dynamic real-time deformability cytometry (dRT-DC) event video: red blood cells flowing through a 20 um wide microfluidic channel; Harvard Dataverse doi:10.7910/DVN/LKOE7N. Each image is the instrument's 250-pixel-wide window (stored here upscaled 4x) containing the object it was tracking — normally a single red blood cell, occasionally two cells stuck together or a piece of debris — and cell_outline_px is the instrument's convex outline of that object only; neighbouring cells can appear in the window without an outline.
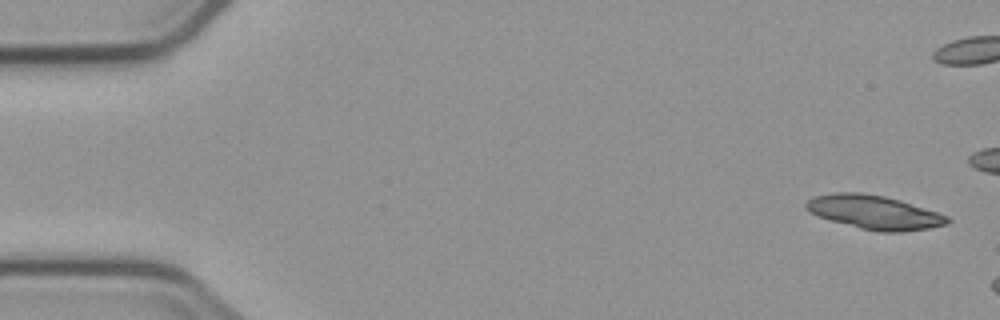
{"species": "common noctule bat (a hibernating species)", "species_latin": "Nyctalus noctula", "temperature_condition": "cold", "stored_images_in_passage": 3, "camera_frame_rate_fps": 3000, "um_per_image_px": 0.085, "animal": {"sex": "male", "body_mass_g": 23.1, "forearm_length_mm": 52.7}, "frame": {"image": 1, "passage_image": 1, "time_ms": 0.0, "image_size_px": [1000, 320], "cell_outline_px": [[952, 220], [948, 224], [928, 228], [900, 232], [876, 232], [860, 228], [816, 216], [804, 208], [804, 204], [808, 200], [816, 196], [832, 192], [860, 192], [884, 196], [900, 200], [948, 216]], "centroid_in_image_um": [74.29, 18.04], "position_along_channel_um": 10.7, "area_um2": 27.86}}